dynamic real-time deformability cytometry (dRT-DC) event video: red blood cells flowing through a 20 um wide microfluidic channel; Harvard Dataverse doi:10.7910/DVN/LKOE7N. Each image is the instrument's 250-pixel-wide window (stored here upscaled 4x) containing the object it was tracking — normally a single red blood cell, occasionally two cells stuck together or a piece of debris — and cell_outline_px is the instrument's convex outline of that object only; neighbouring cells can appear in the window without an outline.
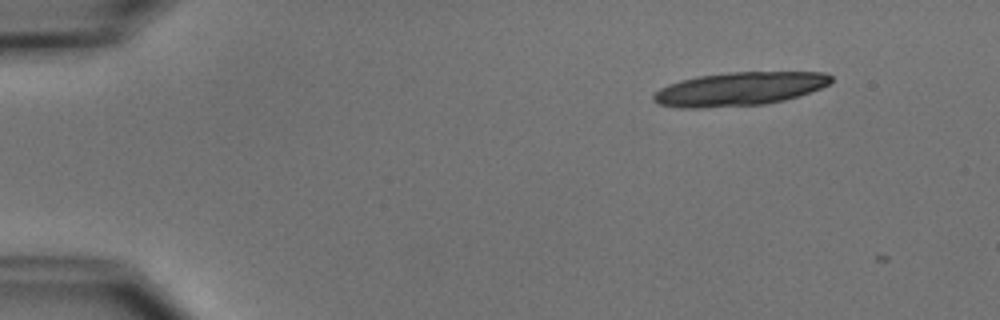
{"species": "common noctule bat (a hibernating species)", "species_latin": "Nyctalus noctula", "temperature_condition": "cold", "stored_images_in_passage": 6, "camera_frame_rate_fps": 3000, "um_per_image_px": 0.085, "animal": {"sex": "male", "body_mass_g": 15.6}, "frame": {"image": 1, "passage_image": 2, "time_ms": 0.333, "image_size_px": [1000, 320], "cell_outline_px": [[832, 80], [828, 84], [820, 88], [800, 96], [784, 100], [764, 104], [700, 108], [676, 108], [660, 104], [652, 100], [652, 96], [660, 88], [668, 84], [680, 80], [700, 76], [728, 72], [824, 72], [832, 76]], "centroid_in_image_um": [62.83, 7.56], "position_along_channel_um": 22.2, "area_um2": 34.74}}